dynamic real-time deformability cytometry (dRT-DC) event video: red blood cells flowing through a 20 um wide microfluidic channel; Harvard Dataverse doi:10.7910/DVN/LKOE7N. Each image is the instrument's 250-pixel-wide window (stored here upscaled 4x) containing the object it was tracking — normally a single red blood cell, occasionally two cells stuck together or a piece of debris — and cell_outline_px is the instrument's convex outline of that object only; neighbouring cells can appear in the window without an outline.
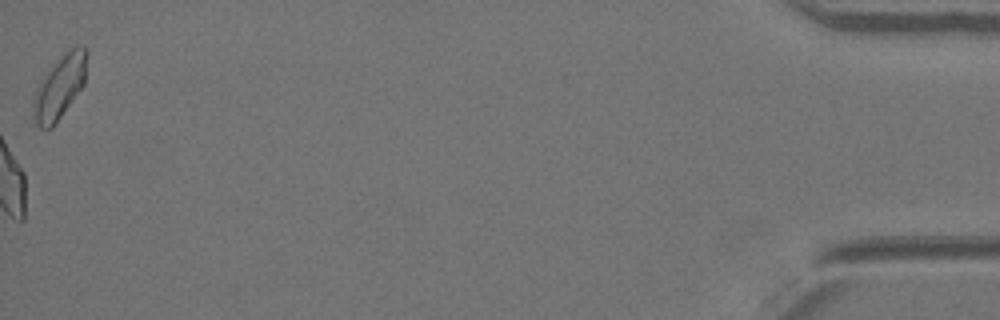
{"species": "Egyptian fruit bat (a non-hibernating species)", "species_latin": "Rousettus aegyptiacus", "temperature_condition": "warm", "stored_images_in_passage": 36, "camera_frame_rate_fps": 3000, "um_per_image_px": 0.085, "animal": {"sex": "female"}, "frame": {"image": 1, "passage_image": 36, "time_ms": 11.667, "image_size_px": [1000, 320], "cell_outline_px": [[88, 52], [84, 84], [52, 128], [40, 128], [36, 124], [32, 116], [32, 100], [36, 88], [44, 76], [60, 56], [64, 52], [76, 44], [84, 44], [88, 48]], "centroid_in_image_um": [5.08, 7.35], "position_along_channel_um": 430.1, "area_um2": 20.0}}